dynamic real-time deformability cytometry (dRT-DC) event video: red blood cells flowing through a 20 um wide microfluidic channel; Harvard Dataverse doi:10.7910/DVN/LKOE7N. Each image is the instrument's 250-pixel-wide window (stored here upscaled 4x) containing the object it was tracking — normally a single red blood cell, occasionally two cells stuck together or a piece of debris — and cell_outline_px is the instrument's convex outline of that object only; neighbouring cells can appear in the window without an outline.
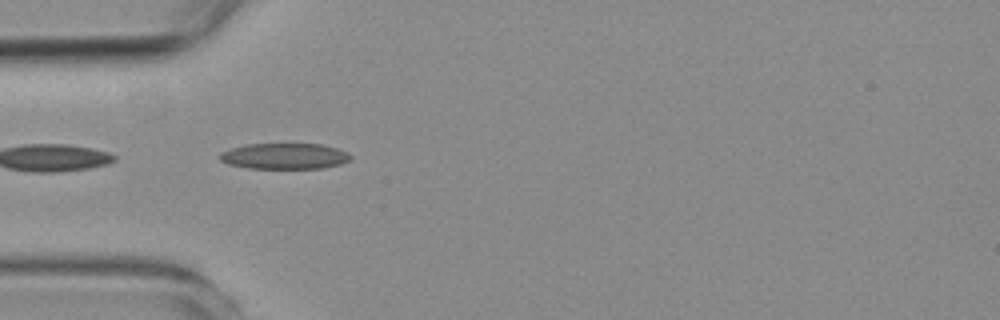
{"species": "common noctule bat (a hibernating species)", "species_latin": "Nyctalus noctula", "temperature_condition": "room temperature", "stored_images_in_passage": 8, "camera_frame_rate_fps": 3000, "um_per_image_px": 0.085, "animal": {"sex": "female", "body_mass_g": 19.3, "forearm_length_mm": 54.1}, "frame": {"image": 1, "passage_image": 2, "time_ms": 0.333, "image_size_px": [1000, 320], "cell_outline_px": [[352, 156], [348, 160], [340, 164], [320, 168], [248, 168], [228, 164], [220, 160], [220, 156], [224, 152], [232, 148], [248, 144], [324, 144], [348, 152]], "centroid_in_image_um": [24.21, 13.27], "position_along_channel_um": 60.8, "area_um2": 19.48}}
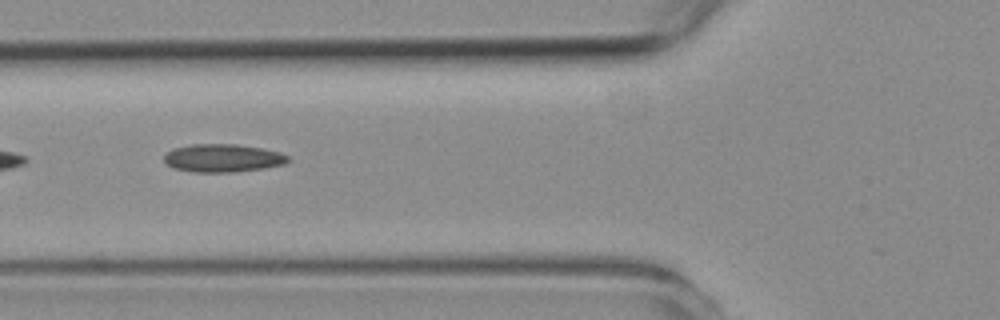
{"frame": {"image": 2, "passage_image": 6, "time_ms": 1.667, "image_size_px": [1000, 320], "cell_outline_px": [[292, 160], [284, 164], [264, 168], [236, 172], [192, 172], [172, 168], [164, 164], [164, 156], [172, 148], [192, 144], [236, 144], [260, 148], [280, 152], [288, 156]], "centroid_in_image_um": [18.91, 13.44], "position_along_channel_um": 106.9, "area_um2": 20.46}}